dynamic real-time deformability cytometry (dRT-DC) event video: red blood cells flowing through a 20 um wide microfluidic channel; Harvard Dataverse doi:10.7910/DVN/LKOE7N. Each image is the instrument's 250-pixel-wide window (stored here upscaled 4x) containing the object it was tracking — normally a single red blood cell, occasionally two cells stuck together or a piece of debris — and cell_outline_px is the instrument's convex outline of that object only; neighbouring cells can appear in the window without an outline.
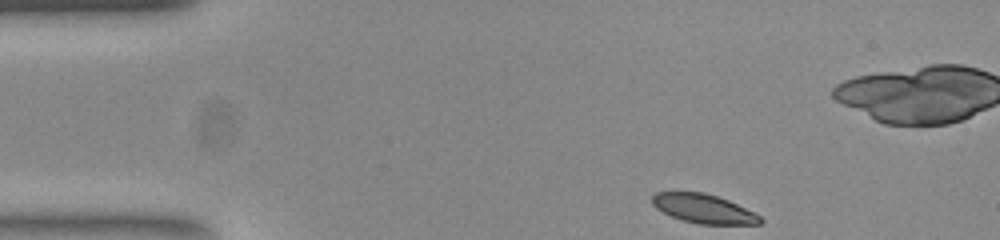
{"species": "common noctule bat (a hibernating species)", "species_latin": "Nyctalus noctula", "temperature_condition": "room temperature", "stored_images_in_passage": 47, "camera_frame_rate_fps": 3000, "um_per_image_px": 0.085, "animal": {"sex": "female", "body_mass_g": 23.0, "forearm_length_mm": 53.4}, "frame": {"image": 1, "passage_image": 1, "time_ms": 0.0, "image_size_px": [1000, 240], "cell_outline_px": [[764, 220], [760, 224], [700, 224], [684, 220], [672, 216], [656, 208], [652, 204], [652, 196], [656, 192], [672, 188], [704, 192], [728, 200], [760, 216]], "centroid_in_image_um": [59.71, 17.68], "position_along_channel_um": 25.3, "area_um2": 18.67}}
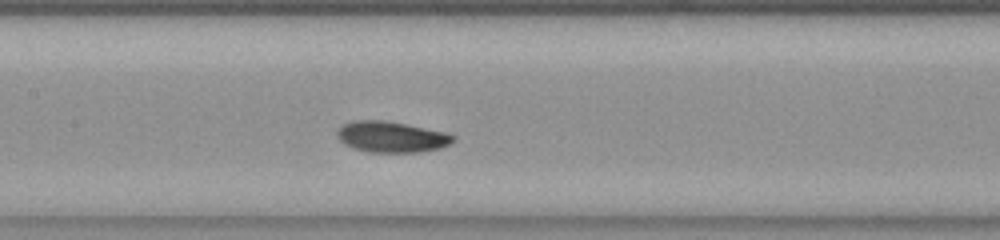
{"frame": {"image": 2, "passage_image": 18, "time_ms": 5.667, "image_size_px": [1000, 240], "cell_outline_px": [[456, 140], [440, 148], [420, 152], [368, 152], [352, 148], [344, 144], [340, 140], [336, 132], [344, 124], [356, 120], [380, 120], [404, 124], [444, 132], [452, 136]], "centroid_in_image_um": [33.24, 11.65], "position_along_channel_um": 174.2, "area_um2": 20.58}}
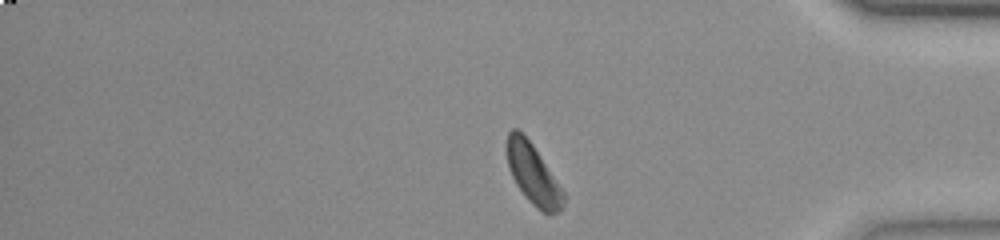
{"frame": {"image": 3, "passage_image": 37, "time_ms": 12.0, "image_size_px": [1000, 240], "cell_outline_px": [[564, 204], [560, 212], [544, 212], [536, 208], [528, 200], [516, 184], [512, 176], [508, 164], [508, 132], [512, 128], [516, 128], [532, 144], [564, 192]], "centroid_in_image_um": [45.32, 14.84], "position_along_channel_um": 389.9, "area_um2": 19.19}, "authors_computed_cell_mechanics": {"area_um2": 19.7098, "velocity_mm_per_s": 3.8012, "shape_relaxation_time_tau1_ms": 1.718, "shape_relaxation_time_tau2_ms": 4.8893, "deformation_change_tau1": 0.1048, "deformation_change_tau2": 0.1001}}